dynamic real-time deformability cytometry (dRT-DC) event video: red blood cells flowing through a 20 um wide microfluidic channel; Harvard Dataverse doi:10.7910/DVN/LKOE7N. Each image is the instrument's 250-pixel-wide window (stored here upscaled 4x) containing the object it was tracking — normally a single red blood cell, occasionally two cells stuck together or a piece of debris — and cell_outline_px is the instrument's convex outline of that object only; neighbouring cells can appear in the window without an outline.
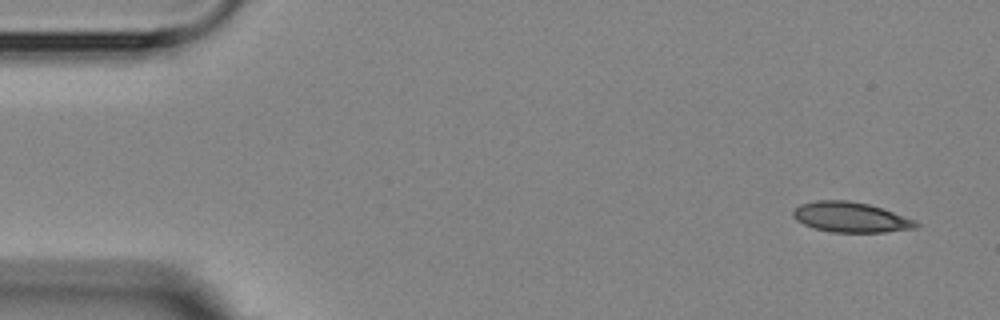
{"species": "Egyptian fruit bat (a non-hibernating species)", "species_latin": "Rousettus aegyptiacus", "temperature_condition": "room temperature", "stored_images_in_passage": 4, "camera_frame_rate_fps": 3000, "um_per_image_px": 0.085, "animal": {"sex": "female"}, "frame": {"image": 1, "passage_image": 1, "time_ms": 0.0, "image_size_px": [1000, 320], "cell_outline_px": [[920, 224], [916, 228], [884, 232], [832, 232], [816, 228], [804, 224], [796, 220], [792, 216], [792, 212], [800, 204], [816, 200], [848, 200], [868, 204], [916, 220]], "centroid_in_image_um": [72.3, 18.46], "position_along_channel_um": 12.7, "area_um2": 21.44}}